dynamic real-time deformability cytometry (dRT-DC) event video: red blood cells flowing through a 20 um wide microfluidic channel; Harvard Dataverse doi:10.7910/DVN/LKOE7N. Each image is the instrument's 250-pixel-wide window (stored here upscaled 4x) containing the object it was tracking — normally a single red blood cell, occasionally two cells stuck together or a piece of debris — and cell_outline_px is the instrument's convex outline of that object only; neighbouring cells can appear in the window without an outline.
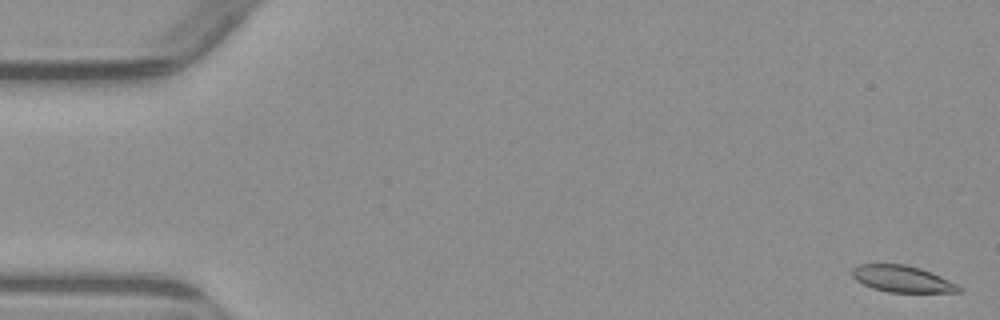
{"species": "common noctule bat (a hibernating species)", "species_latin": "Nyctalus noctula", "temperature_condition": "warm", "stored_images_in_passage": 6, "camera_frame_rate_fps": 3000, "um_per_image_px": 0.085, "animal": {"sex": "male", "body_mass_g": 23.1, "forearm_length_mm": 52.7}, "frame": {"image": 1, "passage_image": 1, "time_ms": 0.0, "image_size_px": [1000, 320], "cell_outline_px": [[964, 288], [960, 292], [888, 292], [872, 288], [856, 280], [852, 276], [852, 268], [860, 264], [904, 264], [920, 268], [940, 276]], "centroid_in_image_um": [76.68, 23.71], "position_along_channel_um": 8.3, "area_um2": 16.42}}
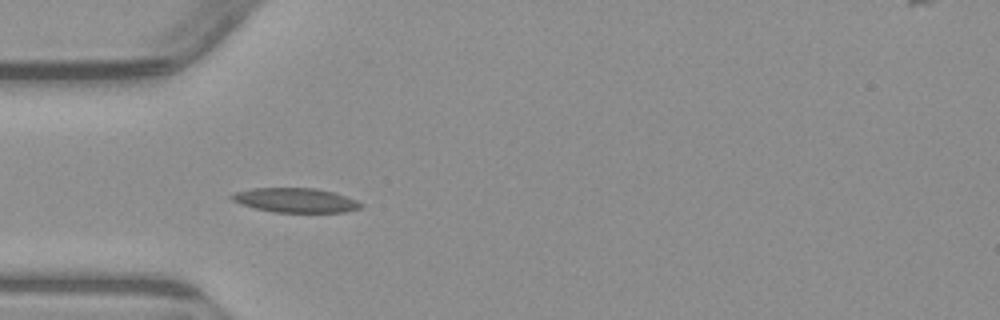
{"frame": {"image": 2, "passage_image": 5, "time_ms": 5.0, "image_size_px": [1000, 320], "cell_outline_px": [[364, 204], [360, 208], [344, 212], [276, 212], [256, 208], [240, 204], [232, 200], [228, 196], [236, 192], [252, 188], [316, 188], [332, 192], [356, 200]], "centroid_in_image_um": [25.1, 17.02], "position_along_channel_um": 59.9, "area_um2": 18.21}}
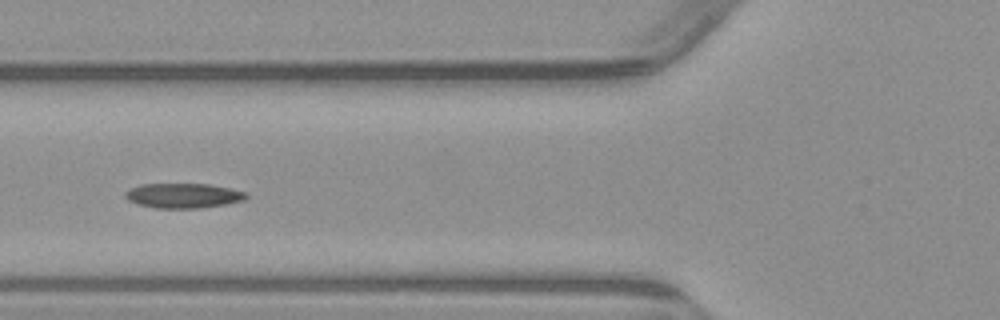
{"frame": {"image": 3, "passage_image": 6, "time_ms": 6.333, "image_size_px": [1000, 320], "cell_outline_px": [[248, 196], [244, 200], [224, 204], [200, 208], [156, 208], [136, 204], [128, 200], [124, 196], [124, 192], [128, 188], [140, 184], [208, 184], [232, 188], [248, 192]], "centroid_in_image_um": [15.56, 16.62], "position_along_channel_um": 110.2, "area_um2": 17.69}}